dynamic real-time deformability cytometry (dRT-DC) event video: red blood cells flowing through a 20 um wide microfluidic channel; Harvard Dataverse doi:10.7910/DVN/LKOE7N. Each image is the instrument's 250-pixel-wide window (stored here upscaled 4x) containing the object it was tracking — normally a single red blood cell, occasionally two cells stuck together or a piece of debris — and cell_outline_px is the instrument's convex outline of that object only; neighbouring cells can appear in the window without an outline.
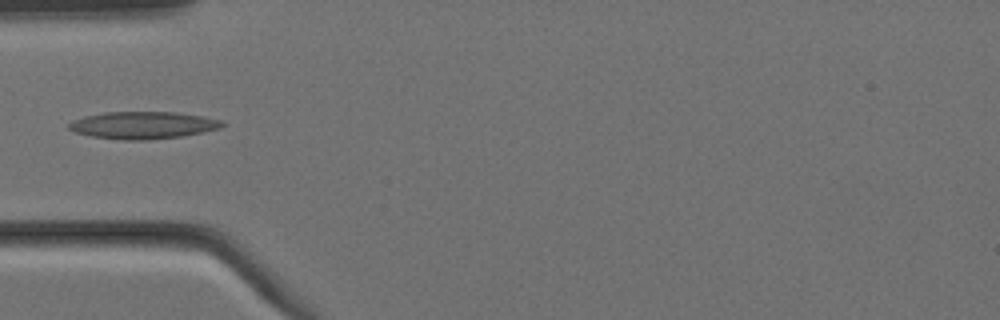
{"species": "Egyptian fruit bat (a non-hibernating species)", "species_latin": "Rousettus aegyptiacus", "temperature_condition": "cold", "stored_images_in_passage": 5, "camera_frame_rate_fps": 3000, "um_per_image_px": 0.085, "animal": {"sex": "female"}, "frame": {"image": 1, "passage_image": 5, "time_ms": 1.333, "image_size_px": [1000, 320], "cell_outline_px": [[228, 124], [220, 128], [184, 136], [144, 140], [124, 140], [92, 136], [76, 132], [68, 128], [68, 124], [72, 120], [84, 116], [104, 112], [176, 112], [224, 120]], "centroid_in_image_um": [12.19, 10.64], "position_along_channel_um": 72.8, "area_um2": 24.39}}